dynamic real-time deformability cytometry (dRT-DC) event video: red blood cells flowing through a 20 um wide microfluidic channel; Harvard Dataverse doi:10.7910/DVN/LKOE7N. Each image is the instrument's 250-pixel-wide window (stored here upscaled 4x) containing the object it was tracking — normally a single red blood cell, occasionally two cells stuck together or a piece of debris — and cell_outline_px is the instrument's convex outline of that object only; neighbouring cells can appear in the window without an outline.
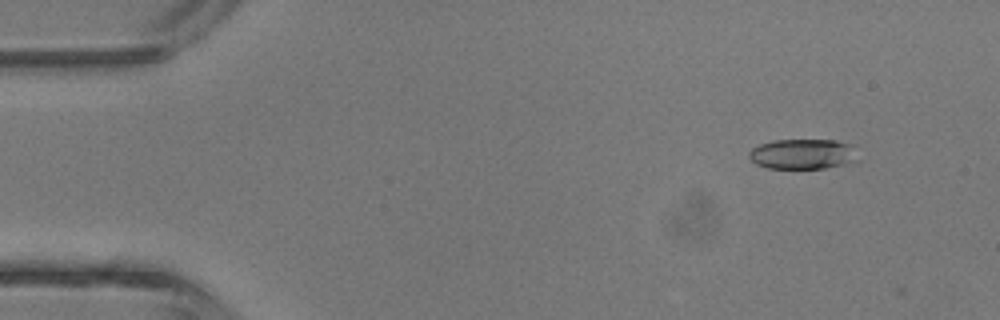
{"species": "common noctule bat (a hibernating species)", "species_latin": "Nyctalus noctula", "temperature_condition": "room temperature", "stored_images_in_passage": 4, "camera_frame_rate_fps": 3000, "um_per_image_px": 0.085, "animal": {"sex": "male", "body_mass_g": 13.3}, "frame": {"image": 1, "passage_image": 1, "time_ms": 0.0, "image_size_px": [1000, 320], "cell_outline_px": [[860, 160], [844, 164], [824, 168], [768, 168], [756, 164], [748, 156], [748, 152], [752, 148], [760, 144], [772, 140], [836, 140], [856, 144]], "centroid_in_image_um": [68.32, 13.08], "position_along_channel_um": 16.7, "area_um2": 19.59}}